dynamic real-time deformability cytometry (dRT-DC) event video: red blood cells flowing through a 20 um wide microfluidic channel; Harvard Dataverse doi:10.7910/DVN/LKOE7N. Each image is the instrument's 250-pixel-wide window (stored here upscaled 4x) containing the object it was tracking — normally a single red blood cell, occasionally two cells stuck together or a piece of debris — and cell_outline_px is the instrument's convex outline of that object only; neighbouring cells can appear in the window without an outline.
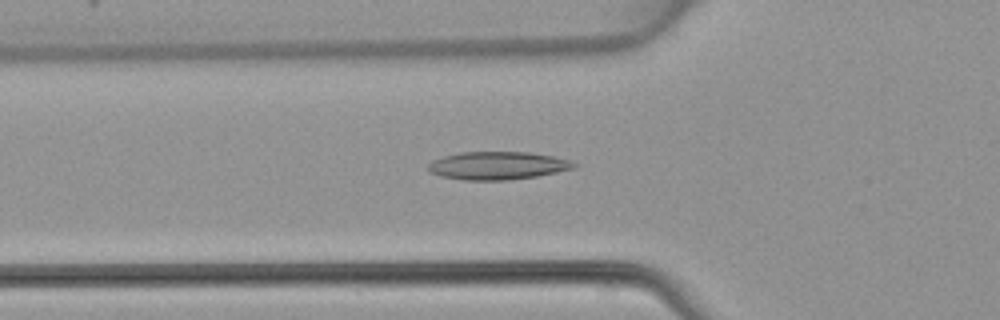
{"species": "common noctule bat (a hibernating species)", "species_latin": "Nyctalus noctula", "temperature_condition": "warm", "stored_images_in_passage": 45, "camera_frame_rate_fps": 3000, "um_per_image_px": 0.085, "animal": {"sex": "female", "body_mass_g": 22.7, "forearm_length_mm": 54.2}, "frame": {"image": 1, "passage_image": 16, "time_ms": 5.0, "image_size_px": [1000, 320], "cell_outline_px": [[580, 164], [576, 168], [536, 176], [508, 180], [464, 180], [440, 176], [428, 172], [428, 164], [432, 160], [444, 156], [460, 152], [528, 152], [552, 156], [568, 160]], "centroid_in_image_um": [42.28, 14.08], "position_along_channel_um": 83.5, "area_um2": 23.81}}
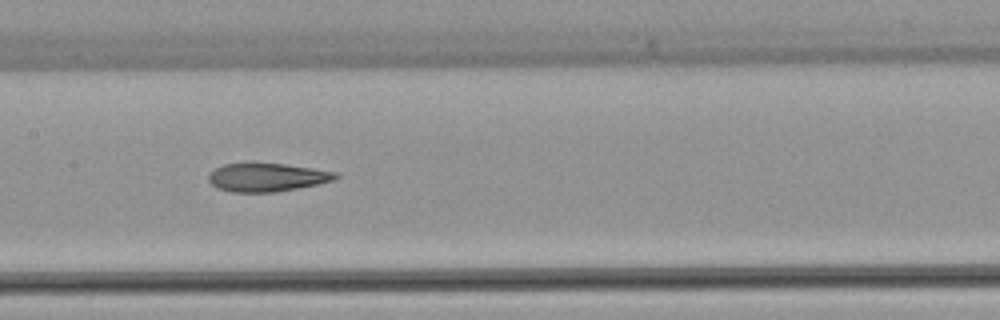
{"frame": {"image": 2, "passage_image": 23, "time_ms": 7.333, "image_size_px": [1000, 320], "cell_outline_px": [[340, 176], [336, 180], [276, 192], [232, 192], [216, 188], [208, 180], [208, 172], [224, 164], [284, 164], [340, 172]], "centroid_in_image_um": [22.71, 15.08], "position_along_channel_um": 184.7, "area_um2": 20.92}}
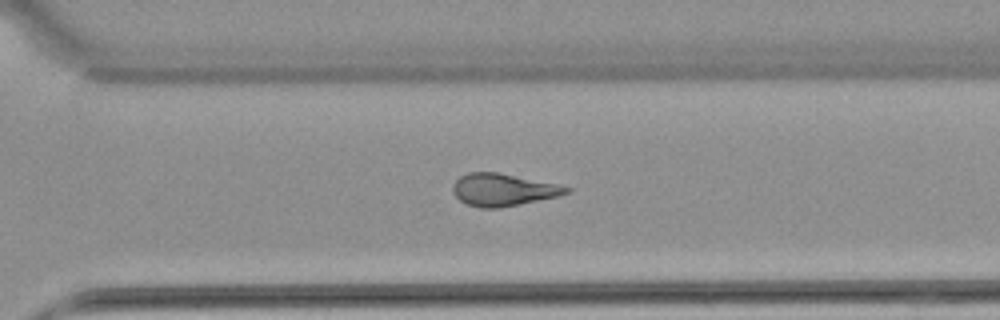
{"frame": {"image": 3, "passage_image": 33, "time_ms": 10.667, "image_size_px": [1000, 320], "cell_outline_px": [[572, 188], [568, 192], [560, 196], [500, 208], [480, 208], [468, 204], [460, 200], [452, 192], [452, 184], [460, 176], [468, 172], [496, 172], [556, 184]], "centroid_in_image_um": [42.73, 16.13], "position_along_channel_um": 327.9, "area_um2": 21.27}}